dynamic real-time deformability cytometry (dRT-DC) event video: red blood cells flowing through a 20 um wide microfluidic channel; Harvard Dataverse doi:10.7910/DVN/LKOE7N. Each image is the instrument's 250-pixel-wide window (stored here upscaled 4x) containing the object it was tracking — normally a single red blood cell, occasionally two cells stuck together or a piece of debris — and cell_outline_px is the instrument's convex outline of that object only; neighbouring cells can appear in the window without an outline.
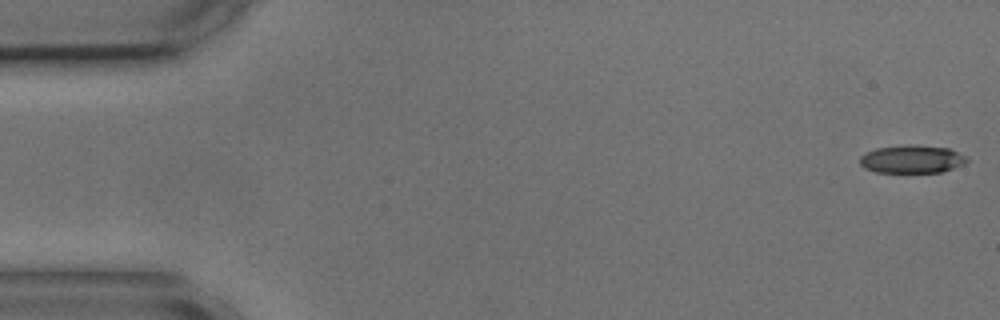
{"species": "common noctule bat (a hibernating species)", "species_latin": "Nyctalus noctula", "temperature_condition": "cold", "stored_images_in_passage": 55, "camera_frame_rate_fps": 3000, "um_per_image_px": 0.085, "animal": {"sex": "male", "body_mass_g": 17.9, "forearm_length_mm": 54.2}, "frame": {"image": 1, "passage_image": 1, "time_ms": 0.0, "image_size_px": [1000, 320], "cell_outline_px": [[968, 160], [964, 164], [940, 172], [876, 172], [864, 168], [860, 164], [860, 156], [876, 148], [908, 144], [916, 144], [948, 148], [968, 156]], "centroid_in_image_um": [77.52, 13.51], "position_along_channel_um": 7.5, "area_um2": 17.51}}
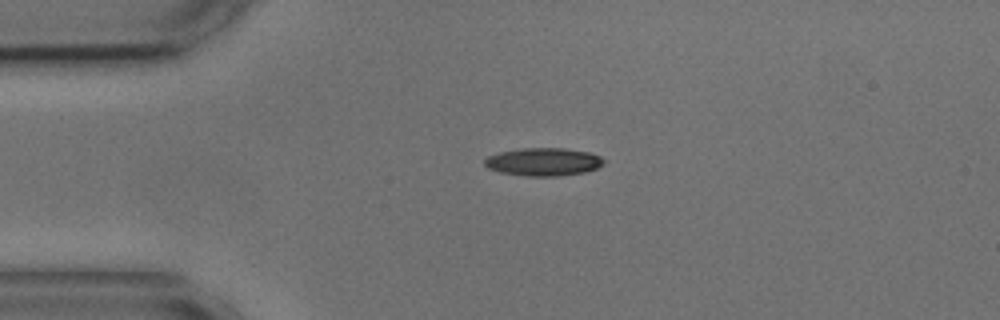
{"frame": {"image": 2, "passage_image": 12, "time_ms": 3.667, "image_size_px": [1000, 320], "cell_outline_px": [[604, 164], [596, 168], [584, 172], [560, 176], [528, 176], [500, 172], [488, 168], [484, 164], [484, 160], [488, 156], [500, 152], [520, 148], [564, 148], [592, 152], [600, 156], [604, 160]], "centroid_in_image_um": [46.21, 13.75], "position_along_channel_um": 38.8, "area_um2": 19.48}}
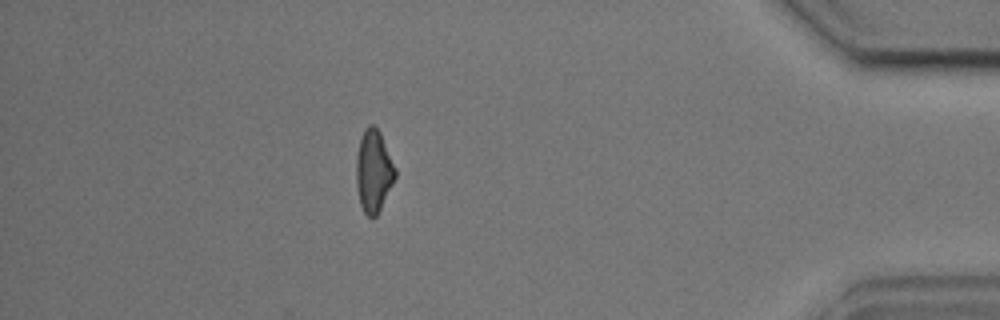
{"frame": {"image": 3, "passage_image": 48, "time_ms": 15.667, "image_size_px": [1000, 320], "cell_outline_px": [[396, 176], [376, 216], [372, 220], [364, 212], [360, 204], [356, 184], [356, 160], [360, 140], [364, 128], [368, 124], [372, 124], [380, 132], [396, 168]], "centroid_in_image_um": [31.75, 14.54], "position_along_channel_um": 403.5, "area_um2": 18.55}, "authors_computed_cell_mechanics": {"area_um2": 18.9584, "velocity_mm_per_s": 3.6337, "shape_relaxation_time_tau1_ms": 4.6429, "shape_relaxation_time_tau2_ms": 4.2321, "deformation_change_tau1": 0.1649, "deformation_change_tau2": 0.1349}}